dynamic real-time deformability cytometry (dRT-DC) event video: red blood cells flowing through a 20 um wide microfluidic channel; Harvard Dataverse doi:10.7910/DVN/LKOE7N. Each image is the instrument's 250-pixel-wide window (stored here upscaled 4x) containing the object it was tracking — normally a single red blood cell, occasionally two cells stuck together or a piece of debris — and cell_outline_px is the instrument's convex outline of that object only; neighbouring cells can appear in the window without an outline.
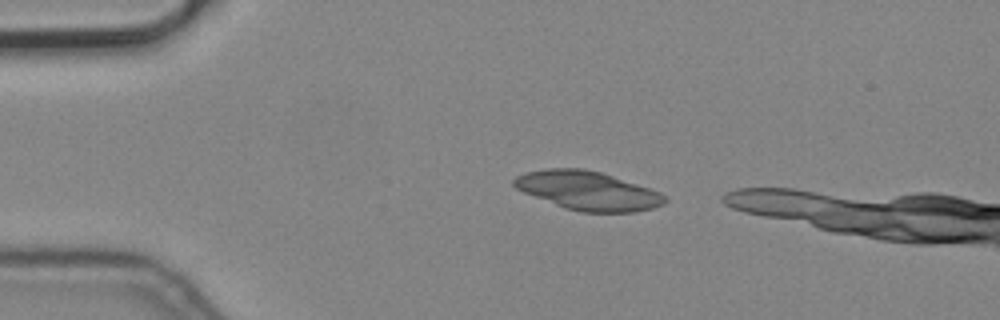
{"species": "common noctule bat (a hibernating species)", "species_latin": "Nyctalus noctula", "temperature_condition": "cold", "stored_images_in_passage": 2, "camera_frame_rate_fps": 3000, "um_per_image_px": 0.085, "animal": {"sex": "male", "body_mass_g": 19.2, "forearm_length_mm": 51.8}, "frame": {"image": 1, "passage_image": 1, "time_ms": 0.0, "image_size_px": [1000, 320], "cell_outline_px": [[668, 200], [664, 204], [652, 208], [636, 212], [584, 212], [564, 208], [524, 192], [516, 188], [512, 184], [512, 180], [516, 176], [524, 172], [548, 168], [584, 168], [600, 172], [660, 192]], "centroid_in_image_um": [49.94, 16.2], "position_along_channel_um": 35.1, "area_um2": 33.87}}